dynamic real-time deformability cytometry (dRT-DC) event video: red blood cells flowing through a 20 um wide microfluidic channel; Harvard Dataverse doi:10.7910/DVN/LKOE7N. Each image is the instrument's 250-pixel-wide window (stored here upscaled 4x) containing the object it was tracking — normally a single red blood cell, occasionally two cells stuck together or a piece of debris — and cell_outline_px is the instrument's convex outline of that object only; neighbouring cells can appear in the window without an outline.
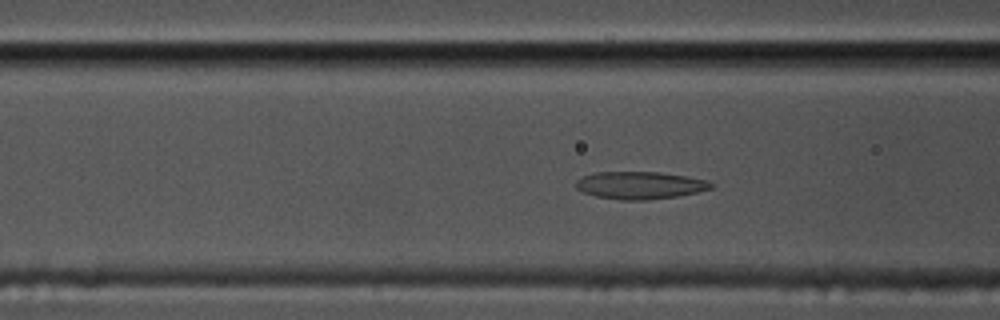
{"species": "common noctule bat (a hibernating species)", "species_latin": "Nyctalus noctula", "temperature_condition": "cold", "stored_images_in_passage": 41, "camera_frame_rate_fps": 3000, "um_per_image_px": 0.085, "animal": {"sex": "male", "body_mass_g": 17.5, "forearm_length_mm": 52.3}, "frame": {"image": 1, "passage_image": 5, "time_ms": 1.333, "image_size_px": [1000, 320], "cell_outline_px": [[716, 184], [712, 188], [696, 192], [676, 196], [644, 200], [620, 200], [596, 196], [584, 192], [576, 188], [576, 180], [584, 176], [596, 172], [660, 172], [708, 180]], "centroid_in_image_um": [54.41, 15.74], "position_along_channel_um": 112.2, "area_um2": 21.5}}
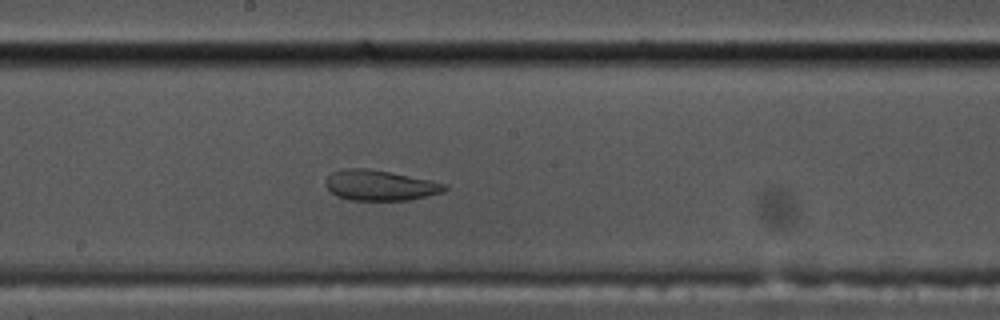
{"frame": {"image": 2, "passage_image": 14, "time_ms": 4.333, "image_size_px": [1000, 320], "cell_outline_px": [[448, 188], [444, 192], [408, 200], [348, 200], [336, 196], [324, 184], [324, 180], [332, 172], [344, 168], [364, 168], [388, 172], [448, 184]], "centroid_in_image_um": [32.27, 15.76], "position_along_channel_um": 215.9, "area_um2": 20.98}}
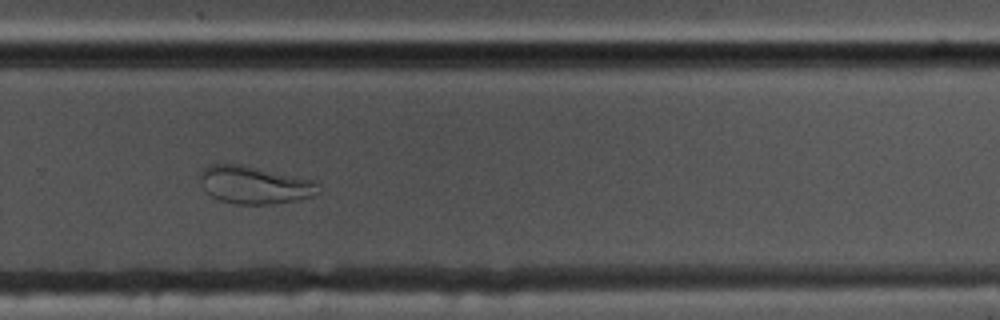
{"frame": {"image": 3, "passage_image": 22, "time_ms": 7.0, "image_size_px": [1000, 320], "cell_outline_px": [[320, 192], [312, 196], [296, 200], [272, 204], [236, 204], [220, 200], [212, 196], [200, 184], [200, 172], [208, 164], [240, 164], [316, 180]], "centroid_in_image_um": [21.64, 15.71], "position_along_channel_um": 308.2, "area_um2": 26.01}, "authors_computed_cell_mechanics": {"area_um2": 24.1604, "velocity_mm_per_s": 3.4676, "shape_relaxation_time_tau1_ms": null, "shape_relaxation_time_tau2_ms": 1.9303, "deformation_change_tau1": null, "deformation_change_tau2": 0.0649}}